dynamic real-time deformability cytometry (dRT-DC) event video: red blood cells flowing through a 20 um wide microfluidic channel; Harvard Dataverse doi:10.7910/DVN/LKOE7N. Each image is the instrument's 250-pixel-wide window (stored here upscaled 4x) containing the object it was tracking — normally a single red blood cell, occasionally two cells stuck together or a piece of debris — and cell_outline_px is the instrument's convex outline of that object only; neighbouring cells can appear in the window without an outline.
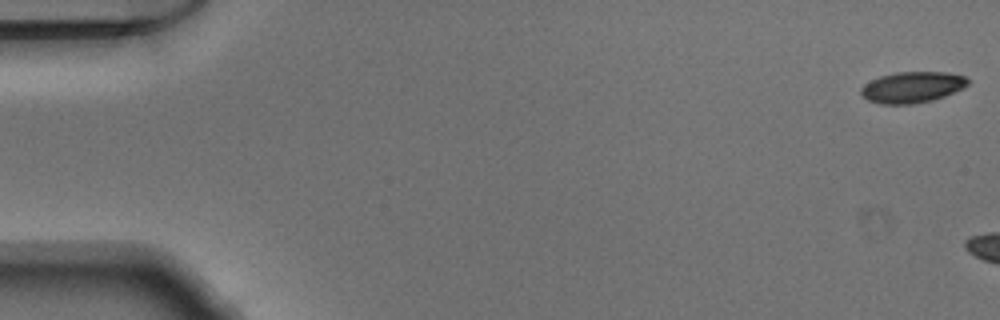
{"species": "Egyptian fruit bat (a non-hibernating species)", "species_latin": "Rousettus aegyptiacus", "temperature_condition": "warm", "stored_images_in_passage": 8, "camera_frame_rate_fps": 3000, "um_per_image_px": 0.085, "animal": {"sex": "male"}, "frame": {"image": 1, "passage_image": 1, "time_ms": 0.0, "image_size_px": [1000, 320], "cell_outline_px": [[968, 84], [964, 88], [944, 96], [932, 100], [912, 104], [880, 104], [868, 100], [860, 92], [860, 88], [864, 84], [880, 76], [896, 72], [948, 72], [964, 76], [968, 80]], "centroid_in_image_um": [77.53, 7.41], "position_along_channel_um": 7.5, "area_um2": 19.31}}